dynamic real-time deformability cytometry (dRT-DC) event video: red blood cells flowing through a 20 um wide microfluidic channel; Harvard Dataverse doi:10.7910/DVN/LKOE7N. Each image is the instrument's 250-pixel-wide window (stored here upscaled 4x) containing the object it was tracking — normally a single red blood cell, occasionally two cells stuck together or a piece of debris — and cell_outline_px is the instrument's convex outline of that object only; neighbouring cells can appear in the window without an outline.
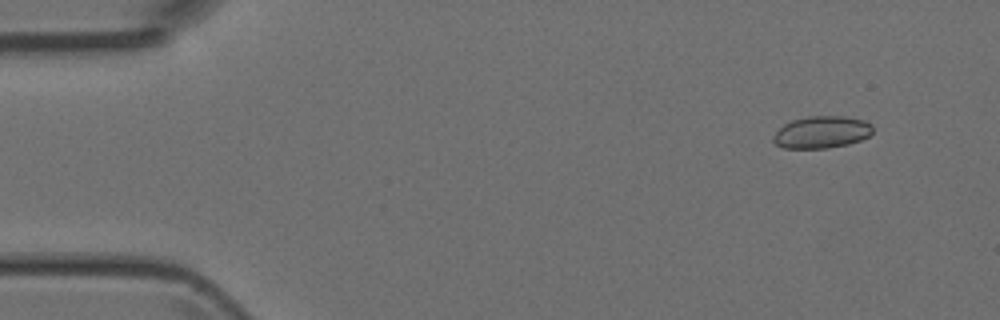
{"species": "Egyptian fruit bat (a non-hibernating species)", "species_latin": "Rousettus aegyptiacus", "temperature_condition": "room temperature", "stored_images_in_passage": 5, "camera_frame_rate_fps": 3000, "um_per_image_px": 0.085, "animal": {"sex": "female"}, "frame": {"image": 1, "passage_image": 2, "time_ms": 1.333, "image_size_px": [1000, 320], "cell_outline_px": [[872, 132], [868, 136], [860, 140], [848, 144], [828, 148], [784, 148], [776, 144], [772, 140], [772, 136], [784, 124], [792, 120], [808, 116], [844, 116], [864, 120], [872, 124]], "centroid_in_image_um": [69.84, 11.23], "position_along_channel_um": 15.2, "area_um2": 18.61}}
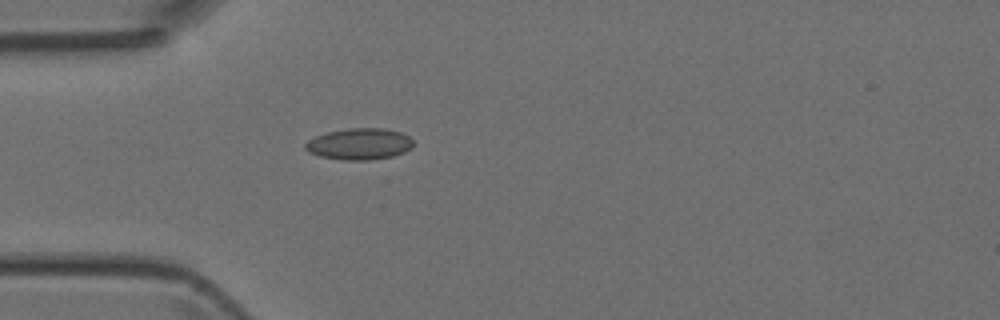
{"frame": {"image": 2, "passage_image": 5, "time_ms": 4.667, "image_size_px": [1000, 320], "cell_outline_px": [[412, 148], [404, 152], [392, 156], [368, 160], [340, 160], [320, 156], [308, 152], [304, 148], [304, 144], [308, 140], [316, 136], [328, 132], [348, 128], [384, 128], [400, 132], [408, 136], [412, 140]], "centroid_in_image_um": [30.53, 12.24], "position_along_channel_um": 54.5, "area_um2": 19.77}}